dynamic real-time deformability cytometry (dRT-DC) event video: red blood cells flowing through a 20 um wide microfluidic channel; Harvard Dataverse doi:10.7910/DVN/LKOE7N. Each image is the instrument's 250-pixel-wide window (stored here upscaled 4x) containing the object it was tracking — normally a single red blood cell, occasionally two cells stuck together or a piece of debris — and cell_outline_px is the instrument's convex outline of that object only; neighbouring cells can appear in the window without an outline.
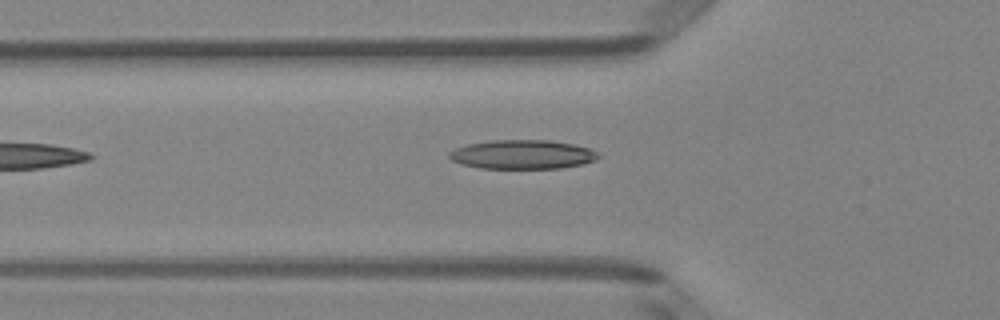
{"species": "Egyptian fruit bat (a non-hibernating species)", "species_latin": "Rousettus aegyptiacus", "temperature_condition": "room temperature", "stored_images_in_passage": 5, "camera_frame_rate_fps": 3000, "um_per_image_px": 0.085, "animal": {"sex": "female"}, "frame": {"image": 1, "passage_image": 5, "time_ms": 1.333, "image_size_px": [1000, 320], "cell_outline_px": [[600, 156], [596, 160], [584, 164], [560, 168], [480, 168], [464, 164], [452, 160], [448, 156], [448, 152], [456, 148], [468, 144], [492, 140], [548, 140], [576, 144], [588, 148], [596, 152]], "centroid_in_image_um": [44.43, 13.12], "position_along_channel_um": 81.4, "area_um2": 25.2}}